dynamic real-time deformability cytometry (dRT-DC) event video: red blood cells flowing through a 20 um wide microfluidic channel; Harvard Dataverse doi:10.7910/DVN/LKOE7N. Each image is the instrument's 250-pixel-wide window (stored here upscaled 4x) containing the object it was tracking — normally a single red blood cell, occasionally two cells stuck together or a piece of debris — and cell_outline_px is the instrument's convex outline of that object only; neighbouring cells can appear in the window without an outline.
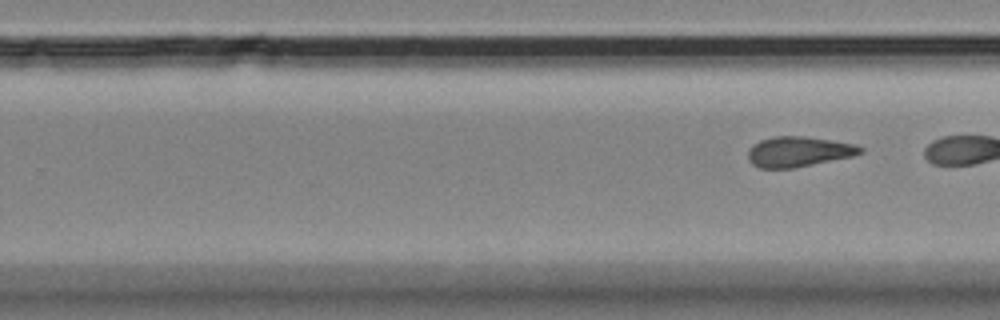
{"species": "Egyptian fruit bat (a non-hibernating species)", "species_latin": "Rousettus aegyptiacus", "temperature_condition": "room temperature", "stored_images_in_passage": 10, "segment_of_instrument_passage": [2, 2], "camera_frame_rate_fps": 3000, "um_per_image_px": 0.085, "animal": {"sex": "female"}, "frame": {"image": 1, "passage_image": 10, "time_ms": 11.333, "image_size_px": [1000, 320], "cell_outline_px": [[864, 152], [852, 156], [792, 168], [760, 168], [752, 164], [748, 160], [748, 148], [752, 144], [760, 140], [772, 136], [804, 136], [856, 144], [864, 148]], "centroid_in_image_um": [67.85, 12.88], "position_along_channel_um": 262.0, "area_um2": 19.83}}